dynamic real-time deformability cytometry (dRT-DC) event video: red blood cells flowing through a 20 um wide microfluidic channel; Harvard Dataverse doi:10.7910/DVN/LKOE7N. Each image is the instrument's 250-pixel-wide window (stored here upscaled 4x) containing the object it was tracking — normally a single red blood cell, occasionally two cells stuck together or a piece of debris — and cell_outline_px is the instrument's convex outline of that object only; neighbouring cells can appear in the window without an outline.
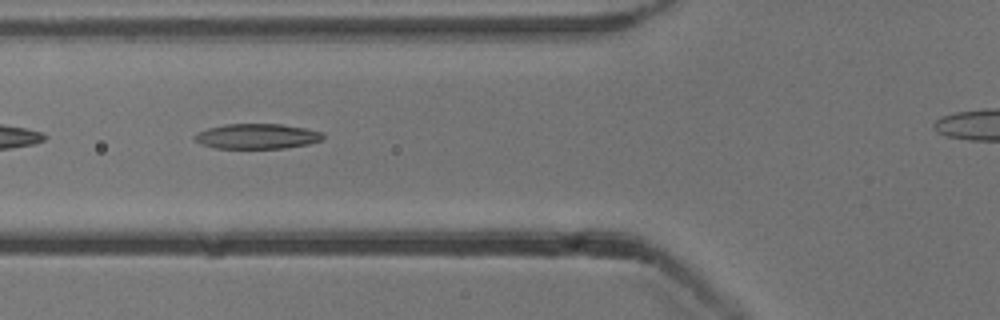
{"species": "common noctule bat (a hibernating species)", "species_latin": "Nyctalus noctula", "temperature_condition": "cold", "stored_images_in_passage": 32, "camera_frame_rate_fps": 3000, "um_per_image_px": 0.085, "animal": {"sex": "male", "body_mass_g": 13.3}, "frame": {"image": 1, "passage_image": 5, "time_ms": 1.333, "image_size_px": [1000, 320], "cell_outline_px": [[324, 140], [308, 144], [284, 148], [216, 148], [200, 144], [192, 136], [196, 132], [208, 128], [224, 124], [280, 124], [304, 128], [324, 132]], "centroid_in_image_um": [21.85, 11.58], "position_along_channel_um": 104.0, "area_um2": 18.9}}
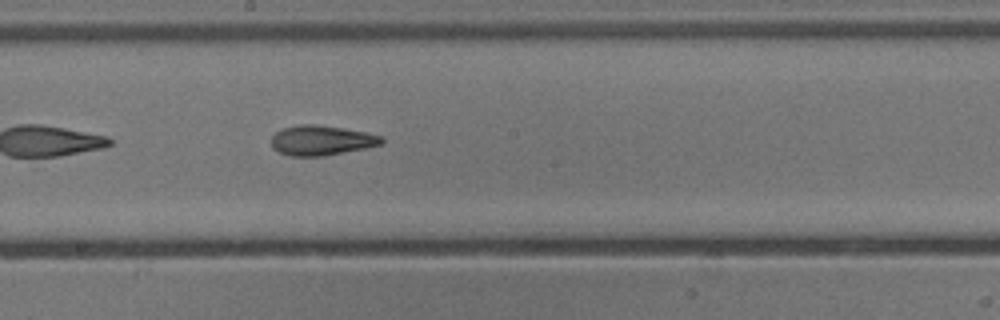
{"frame": {"image": 2, "passage_image": 14, "time_ms": 4.333, "image_size_px": [1000, 320], "cell_outline_px": [[384, 140], [380, 144], [368, 148], [324, 156], [288, 156], [272, 148], [272, 136], [276, 132], [284, 128], [300, 124], [316, 124], [368, 132], [384, 136]], "centroid_in_image_um": [27.35, 11.93], "position_along_channel_um": 220.8, "area_um2": 19.36}}